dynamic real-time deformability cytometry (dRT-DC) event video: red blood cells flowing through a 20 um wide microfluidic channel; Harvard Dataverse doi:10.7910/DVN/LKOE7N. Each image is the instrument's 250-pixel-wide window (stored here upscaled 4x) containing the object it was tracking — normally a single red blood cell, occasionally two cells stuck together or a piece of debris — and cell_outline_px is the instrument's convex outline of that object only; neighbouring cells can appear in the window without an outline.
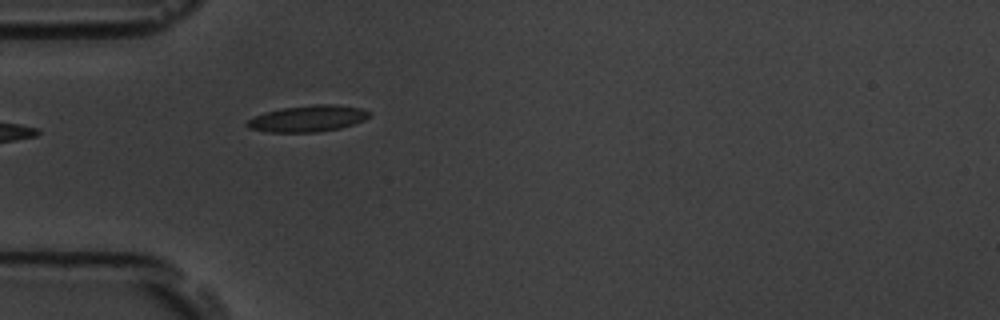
{"species": "common noctule bat (a hibernating species)", "species_latin": "Nyctalus noctula", "temperature_condition": "room temperature", "stored_images_in_passage": 8, "camera_frame_rate_fps": 3000, "um_per_image_px": 0.085, "animal": {"sex": "male", "body_mass_g": 19.5, "forearm_length_mm": 54.6}, "frame": {"image": 1, "passage_image": 1, "time_ms": 0.0, "image_size_px": [1000, 320], "cell_outline_px": [[372, 116], [364, 120], [340, 128], [316, 132], [268, 132], [248, 128], [244, 124], [248, 120], [264, 112], [284, 108], [312, 104], [336, 104], [360, 108], [372, 112]], "centroid_in_image_um": [26.19, 10.07], "position_along_channel_um": 58.8, "area_um2": 18.84}}